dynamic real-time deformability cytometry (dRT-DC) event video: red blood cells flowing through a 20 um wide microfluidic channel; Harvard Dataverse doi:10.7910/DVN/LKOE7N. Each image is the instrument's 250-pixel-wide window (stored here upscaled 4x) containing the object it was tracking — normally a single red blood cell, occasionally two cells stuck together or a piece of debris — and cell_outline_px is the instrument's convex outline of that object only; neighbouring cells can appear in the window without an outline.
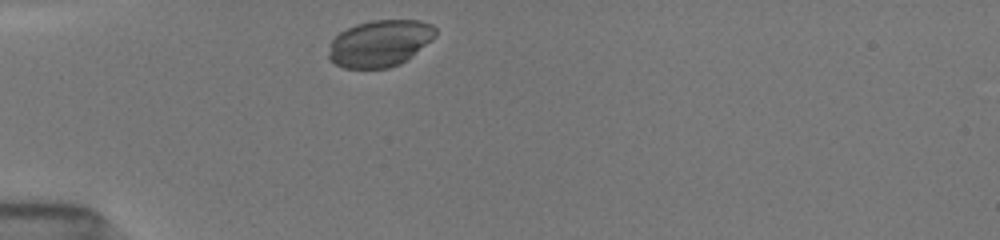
{"species": "common noctule bat (a hibernating species)", "species_latin": "Nyctalus noctula", "temperature_condition": "room temperature", "stored_images_in_passage": 2, "camera_frame_rate_fps": 3000, "um_per_image_px": 0.085, "animal": {"sex": "female", "body_mass_g": 19.5, "forearm_length_mm": 54.1}, "frame": {"image": 1, "passage_image": 1, "time_ms": 0.0, "image_size_px": [1000, 240], "cell_outline_px": [[436, 36], [432, 40], [400, 64], [388, 68], [344, 68], [328, 60], [328, 52], [332, 40], [340, 32], [356, 24], [372, 20], [420, 20], [432, 24], [436, 28]], "centroid_in_image_um": [32.29, 3.68], "position_along_channel_um": 52.7, "area_um2": 29.07}}